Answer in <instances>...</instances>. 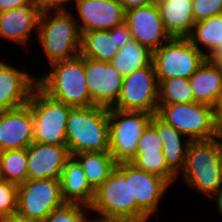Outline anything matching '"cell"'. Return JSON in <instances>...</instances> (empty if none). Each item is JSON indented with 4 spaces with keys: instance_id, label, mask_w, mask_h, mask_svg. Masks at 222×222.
Listing matches in <instances>:
<instances>
[{
    "instance_id": "obj_1",
    "label": "cell",
    "mask_w": 222,
    "mask_h": 222,
    "mask_svg": "<svg viewBox=\"0 0 222 222\" xmlns=\"http://www.w3.org/2000/svg\"><path fill=\"white\" fill-rule=\"evenodd\" d=\"M50 68L51 71L37 78V86L44 93L72 108L94 106L87 87L84 57L81 54L53 62Z\"/></svg>"
},
{
    "instance_id": "obj_2",
    "label": "cell",
    "mask_w": 222,
    "mask_h": 222,
    "mask_svg": "<svg viewBox=\"0 0 222 222\" xmlns=\"http://www.w3.org/2000/svg\"><path fill=\"white\" fill-rule=\"evenodd\" d=\"M177 177H182L187 187L210 199L222 187L220 142L215 138L191 141L185 167Z\"/></svg>"
},
{
    "instance_id": "obj_3",
    "label": "cell",
    "mask_w": 222,
    "mask_h": 222,
    "mask_svg": "<svg viewBox=\"0 0 222 222\" xmlns=\"http://www.w3.org/2000/svg\"><path fill=\"white\" fill-rule=\"evenodd\" d=\"M66 146L71 156L83 152L109 151L108 108H72L67 120Z\"/></svg>"
},
{
    "instance_id": "obj_4",
    "label": "cell",
    "mask_w": 222,
    "mask_h": 222,
    "mask_svg": "<svg viewBox=\"0 0 222 222\" xmlns=\"http://www.w3.org/2000/svg\"><path fill=\"white\" fill-rule=\"evenodd\" d=\"M81 38L72 10L42 12L37 41L49 65L79 55Z\"/></svg>"
},
{
    "instance_id": "obj_5",
    "label": "cell",
    "mask_w": 222,
    "mask_h": 222,
    "mask_svg": "<svg viewBox=\"0 0 222 222\" xmlns=\"http://www.w3.org/2000/svg\"><path fill=\"white\" fill-rule=\"evenodd\" d=\"M33 115V142L66 145V128L72 107L56 101L38 86L28 102Z\"/></svg>"
},
{
    "instance_id": "obj_6",
    "label": "cell",
    "mask_w": 222,
    "mask_h": 222,
    "mask_svg": "<svg viewBox=\"0 0 222 222\" xmlns=\"http://www.w3.org/2000/svg\"><path fill=\"white\" fill-rule=\"evenodd\" d=\"M153 114L108 108L109 153L117 163L131 162Z\"/></svg>"
},
{
    "instance_id": "obj_7",
    "label": "cell",
    "mask_w": 222,
    "mask_h": 222,
    "mask_svg": "<svg viewBox=\"0 0 222 222\" xmlns=\"http://www.w3.org/2000/svg\"><path fill=\"white\" fill-rule=\"evenodd\" d=\"M89 207L99 219L136 222V201H131L130 179L116 168L95 190Z\"/></svg>"
},
{
    "instance_id": "obj_8",
    "label": "cell",
    "mask_w": 222,
    "mask_h": 222,
    "mask_svg": "<svg viewBox=\"0 0 222 222\" xmlns=\"http://www.w3.org/2000/svg\"><path fill=\"white\" fill-rule=\"evenodd\" d=\"M156 115L190 141L215 137L212 106L197 102L165 104L158 106Z\"/></svg>"
},
{
    "instance_id": "obj_9",
    "label": "cell",
    "mask_w": 222,
    "mask_h": 222,
    "mask_svg": "<svg viewBox=\"0 0 222 222\" xmlns=\"http://www.w3.org/2000/svg\"><path fill=\"white\" fill-rule=\"evenodd\" d=\"M206 59L187 38H172L152 54L157 80L173 77L189 79Z\"/></svg>"
},
{
    "instance_id": "obj_10",
    "label": "cell",
    "mask_w": 222,
    "mask_h": 222,
    "mask_svg": "<svg viewBox=\"0 0 222 222\" xmlns=\"http://www.w3.org/2000/svg\"><path fill=\"white\" fill-rule=\"evenodd\" d=\"M117 168L130 179L131 201H136V222H148L151 216L157 215L161 199L171 184L131 162L118 163Z\"/></svg>"
},
{
    "instance_id": "obj_11",
    "label": "cell",
    "mask_w": 222,
    "mask_h": 222,
    "mask_svg": "<svg viewBox=\"0 0 222 222\" xmlns=\"http://www.w3.org/2000/svg\"><path fill=\"white\" fill-rule=\"evenodd\" d=\"M158 86L152 63L136 69L124 76L120 96L112 108L155 115L158 110Z\"/></svg>"
},
{
    "instance_id": "obj_12",
    "label": "cell",
    "mask_w": 222,
    "mask_h": 222,
    "mask_svg": "<svg viewBox=\"0 0 222 222\" xmlns=\"http://www.w3.org/2000/svg\"><path fill=\"white\" fill-rule=\"evenodd\" d=\"M64 203L59 181L27 179L18 185L16 211L30 219L44 222L53 210Z\"/></svg>"
},
{
    "instance_id": "obj_13",
    "label": "cell",
    "mask_w": 222,
    "mask_h": 222,
    "mask_svg": "<svg viewBox=\"0 0 222 222\" xmlns=\"http://www.w3.org/2000/svg\"><path fill=\"white\" fill-rule=\"evenodd\" d=\"M86 83L94 106L112 108L121 93L124 76L110 62L84 57Z\"/></svg>"
},
{
    "instance_id": "obj_14",
    "label": "cell",
    "mask_w": 222,
    "mask_h": 222,
    "mask_svg": "<svg viewBox=\"0 0 222 222\" xmlns=\"http://www.w3.org/2000/svg\"><path fill=\"white\" fill-rule=\"evenodd\" d=\"M124 23L132 38L154 52L172 39L155 3L125 11Z\"/></svg>"
},
{
    "instance_id": "obj_15",
    "label": "cell",
    "mask_w": 222,
    "mask_h": 222,
    "mask_svg": "<svg viewBox=\"0 0 222 222\" xmlns=\"http://www.w3.org/2000/svg\"><path fill=\"white\" fill-rule=\"evenodd\" d=\"M73 4L74 18L81 34L110 30L124 23L125 10L118 0H74Z\"/></svg>"
},
{
    "instance_id": "obj_16",
    "label": "cell",
    "mask_w": 222,
    "mask_h": 222,
    "mask_svg": "<svg viewBox=\"0 0 222 222\" xmlns=\"http://www.w3.org/2000/svg\"><path fill=\"white\" fill-rule=\"evenodd\" d=\"M71 157L66 145L33 142L27 148L28 179H51L60 182L62 170Z\"/></svg>"
},
{
    "instance_id": "obj_17",
    "label": "cell",
    "mask_w": 222,
    "mask_h": 222,
    "mask_svg": "<svg viewBox=\"0 0 222 222\" xmlns=\"http://www.w3.org/2000/svg\"><path fill=\"white\" fill-rule=\"evenodd\" d=\"M0 59V113L28 104L37 78Z\"/></svg>"
},
{
    "instance_id": "obj_18",
    "label": "cell",
    "mask_w": 222,
    "mask_h": 222,
    "mask_svg": "<svg viewBox=\"0 0 222 222\" xmlns=\"http://www.w3.org/2000/svg\"><path fill=\"white\" fill-rule=\"evenodd\" d=\"M33 137V115L28 104L0 113V152L28 148Z\"/></svg>"
},
{
    "instance_id": "obj_19",
    "label": "cell",
    "mask_w": 222,
    "mask_h": 222,
    "mask_svg": "<svg viewBox=\"0 0 222 222\" xmlns=\"http://www.w3.org/2000/svg\"><path fill=\"white\" fill-rule=\"evenodd\" d=\"M42 12L33 2L31 5L0 13V38L28 48L26 46L31 42L30 38H33L34 33L37 38Z\"/></svg>"
},
{
    "instance_id": "obj_20",
    "label": "cell",
    "mask_w": 222,
    "mask_h": 222,
    "mask_svg": "<svg viewBox=\"0 0 222 222\" xmlns=\"http://www.w3.org/2000/svg\"><path fill=\"white\" fill-rule=\"evenodd\" d=\"M150 124L161 139L167 166L178 176L185 167L187 147L191 141L156 114L152 116Z\"/></svg>"
},
{
    "instance_id": "obj_21",
    "label": "cell",
    "mask_w": 222,
    "mask_h": 222,
    "mask_svg": "<svg viewBox=\"0 0 222 222\" xmlns=\"http://www.w3.org/2000/svg\"><path fill=\"white\" fill-rule=\"evenodd\" d=\"M195 102L214 106L222 93V67L206 58L189 78Z\"/></svg>"
},
{
    "instance_id": "obj_22",
    "label": "cell",
    "mask_w": 222,
    "mask_h": 222,
    "mask_svg": "<svg viewBox=\"0 0 222 222\" xmlns=\"http://www.w3.org/2000/svg\"><path fill=\"white\" fill-rule=\"evenodd\" d=\"M160 17L172 38H187L195 24L192 0H156Z\"/></svg>"
},
{
    "instance_id": "obj_23",
    "label": "cell",
    "mask_w": 222,
    "mask_h": 222,
    "mask_svg": "<svg viewBox=\"0 0 222 222\" xmlns=\"http://www.w3.org/2000/svg\"><path fill=\"white\" fill-rule=\"evenodd\" d=\"M60 184L65 202L87 206L92 204L95 190L88 183L82 166L73 156L62 170Z\"/></svg>"
},
{
    "instance_id": "obj_24",
    "label": "cell",
    "mask_w": 222,
    "mask_h": 222,
    "mask_svg": "<svg viewBox=\"0 0 222 222\" xmlns=\"http://www.w3.org/2000/svg\"><path fill=\"white\" fill-rule=\"evenodd\" d=\"M118 50L119 47L115 40V27L110 30H95L82 33L80 54L83 57L111 62Z\"/></svg>"
},
{
    "instance_id": "obj_25",
    "label": "cell",
    "mask_w": 222,
    "mask_h": 222,
    "mask_svg": "<svg viewBox=\"0 0 222 222\" xmlns=\"http://www.w3.org/2000/svg\"><path fill=\"white\" fill-rule=\"evenodd\" d=\"M80 163L88 183L96 190L117 168V162L109 151L83 152L73 155Z\"/></svg>"
},
{
    "instance_id": "obj_26",
    "label": "cell",
    "mask_w": 222,
    "mask_h": 222,
    "mask_svg": "<svg viewBox=\"0 0 222 222\" xmlns=\"http://www.w3.org/2000/svg\"><path fill=\"white\" fill-rule=\"evenodd\" d=\"M187 39L209 58L222 45V14L196 22Z\"/></svg>"
},
{
    "instance_id": "obj_27",
    "label": "cell",
    "mask_w": 222,
    "mask_h": 222,
    "mask_svg": "<svg viewBox=\"0 0 222 222\" xmlns=\"http://www.w3.org/2000/svg\"><path fill=\"white\" fill-rule=\"evenodd\" d=\"M152 54L153 52L147 47L132 39L119 48L110 63L119 73L125 76L136 69L150 65Z\"/></svg>"
},
{
    "instance_id": "obj_28",
    "label": "cell",
    "mask_w": 222,
    "mask_h": 222,
    "mask_svg": "<svg viewBox=\"0 0 222 222\" xmlns=\"http://www.w3.org/2000/svg\"><path fill=\"white\" fill-rule=\"evenodd\" d=\"M0 176L16 185L28 179L27 148L0 152Z\"/></svg>"
},
{
    "instance_id": "obj_29",
    "label": "cell",
    "mask_w": 222,
    "mask_h": 222,
    "mask_svg": "<svg viewBox=\"0 0 222 222\" xmlns=\"http://www.w3.org/2000/svg\"><path fill=\"white\" fill-rule=\"evenodd\" d=\"M158 81V106L175 103H193L195 97L189 79L173 77Z\"/></svg>"
},
{
    "instance_id": "obj_30",
    "label": "cell",
    "mask_w": 222,
    "mask_h": 222,
    "mask_svg": "<svg viewBox=\"0 0 222 222\" xmlns=\"http://www.w3.org/2000/svg\"><path fill=\"white\" fill-rule=\"evenodd\" d=\"M131 163L143 171L166 179L171 185L179 180L177 175L167 166L162 151L136 152Z\"/></svg>"
},
{
    "instance_id": "obj_31",
    "label": "cell",
    "mask_w": 222,
    "mask_h": 222,
    "mask_svg": "<svg viewBox=\"0 0 222 222\" xmlns=\"http://www.w3.org/2000/svg\"><path fill=\"white\" fill-rule=\"evenodd\" d=\"M89 214H91L89 206L65 202L53 210L44 222H89L91 219Z\"/></svg>"
},
{
    "instance_id": "obj_32",
    "label": "cell",
    "mask_w": 222,
    "mask_h": 222,
    "mask_svg": "<svg viewBox=\"0 0 222 222\" xmlns=\"http://www.w3.org/2000/svg\"><path fill=\"white\" fill-rule=\"evenodd\" d=\"M18 185L0 180V220L17 210Z\"/></svg>"
},
{
    "instance_id": "obj_33",
    "label": "cell",
    "mask_w": 222,
    "mask_h": 222,
    "mask_svg": "<svg viewBox=\"0 0 222 222\" xmlns=\"http://www.w3.org/2000/svg\"><path fill=\"white\" fill-rule=\"evenodd\" d=\"M194 22L222 14V0H192Z\"/></svg>"
},
{
    "instance_id": "obj_34",
    "label": "cell",
    "mask_w": 222,
    "mask_h": 222,
    "mask_svg": "<svg viewBox=\"0 0 222 222\" xmlns=\"http://www.w3.org/2000/svg\"><path fill=\"white\" fill-rule=\"evenodd\" d=\"M163 146L157 130L149 124L139 139L136 152H157L162 151Z\"/></svg>"
},
{
    "instance_id": "obj_35",
    "label": "cell",
    "mask_w": 222,
    "mask_h": 222,
    "mask_svg": "<svg viewBox=\"0 0 222 222\" xmlns=\"http://www.w3.org/2000/svg\"><path fill=\"white\" fill-rule=\"evenodd\" d=\"M34 2L44 11L70 10L74 0H34ZM70 3V4H69ZM68 6H71L68 9Z\"/></svg>"
},
{
    "instance_id": "obj_36",
    "label": "cell",
    "mask_w": 222,
    "mask_h": 222,
    "mask_svg": "<svg viewBox=\"0 0 222 222\" xmlns=\"http://www.w3.org/2000/svg\"><path fill=\"white\" fill-rule=\"evenodd\" d=\"M132 39V35L125 23L115 27V40L119 48Z\"/></svg>"
},
{
    "instance_id": "obj_37",
    "label": "cell",
    "mask_w": 222,
    "mask_h": 222,
    "mask_svg": "<svg viewBox=\"0 0 222 222\" xmlns=\"http://www.w3.org/2000/svg\"><path fill=\"white\" fill-rule=\"evenodd\" d=\"M34 0H0V13L10 9L31 5Z\"/></svg>"
},
{
    "instance_id": "obj_38",
    "label": "cell",
    "mask_w": 222,
    "mask_h": 222,
    "mask_svg": "<svg viewBox=\"0 0 222 222\" xmlns=\"http://www.w3.org/2000/svg\"><path fill=\"white\" fill-rule=\"evenodd\" d=\"M125 11L155 3L156 0H118Z\"/></svg>"
},
{
    "instance_id": "obj_39",
    "label": "cell",
    "mask_w": 222,
    "mask_h": 222,
    "mask_svg": "<svg viewBox=\"0 0 222 222\" xmlns=\"http://www.w3.org/2000/svg\"><path fill=\"white\" fill-rule=\"evenodd\" d=\"M0 222H40V221L30 219L27 216H24L16 211L10 214L9 216L2 218Z\"/></svg>"
},
{
    "instance_id": "obj_40",
    "label": "cell",
    "mask_w": 222,
    "mask_h": 222,
    "mask_svg": "<svg viewBox=\"0 0 222 222\" xmlns=\"http://www.w3.org/2000/svg\"><path fill=\"white\" fill-rule=\"evenodd\" d=\"M213 119H222V93L213 106Z\"/></svg>"
},
{
    "instance_id": "obj_41",
    "label": "cell",
    "mask_w": 222,
    "mask_h": 222,
    "mask_svg": "<svg viewBox=\"0 0 222 222\" xmlns=\"http://www.w3.org/2000/svg\"><path fill=\"white\" fill-rule=\"evenodd\" d=\"M215 126V139L222 142V119H213Z\"/></svg>"
},
{
    "instance_id": "obj_42",
    "label": "cell",
    "mask_w": 222,
    "mask_h": 222,
    "mask_svg": "<svg viewBox=\"0 0 222 222\" xmlns=\"http://www.w3.org/2000/svg\"><path fill=\"white\" fill-rule=\"evenodd\" d=\"M210 199L216 202V208L221 213L220 215H222V187Z\"/></svg>"
},
{
    "instance_id": "obj_43",
    "label": "cell",
    "mask_w": 222,
    "mask_h": 222,
    "mask_svg": "<svg viewBox=\"0 0 222 222\" xmlns=\"http://www.w3.org/2000/svg\"><path fill=\"white\" fill-rule=\"evenodd\" d=\"M209 59L218 64L222 62V45L209 57Z\"/></svg>"
},
{
    "instance_id": "obj_44",
    "label": "cell",
    "mask_w": 222,
    "mask_h": 222,
    "mask_svg": "<svg viewBox=\"0 0 222 222\" xmlns=\"http://www.w3.org/2000/svg\"><path fill=\"white\" fill-rule=\"evenodd\" d=\"M89 222H124V221H119V220H103L99 218H91Z\"/></svg>"
},
{
    "instance_id": "obj_45",
    "label": "cell",
    "mask_w": 222,
    "mask_h": 222,
    "mask_svg": "<svg viewBox=\"0 0 222 222\" xmlns=\"http://www.w3.org/2000/svg\"><path fill=\"white\" fill-rule=\"evenodd\" d=\"M220 153H221V159H222V142H220Z\"/></svg>"
}]
</instances>
